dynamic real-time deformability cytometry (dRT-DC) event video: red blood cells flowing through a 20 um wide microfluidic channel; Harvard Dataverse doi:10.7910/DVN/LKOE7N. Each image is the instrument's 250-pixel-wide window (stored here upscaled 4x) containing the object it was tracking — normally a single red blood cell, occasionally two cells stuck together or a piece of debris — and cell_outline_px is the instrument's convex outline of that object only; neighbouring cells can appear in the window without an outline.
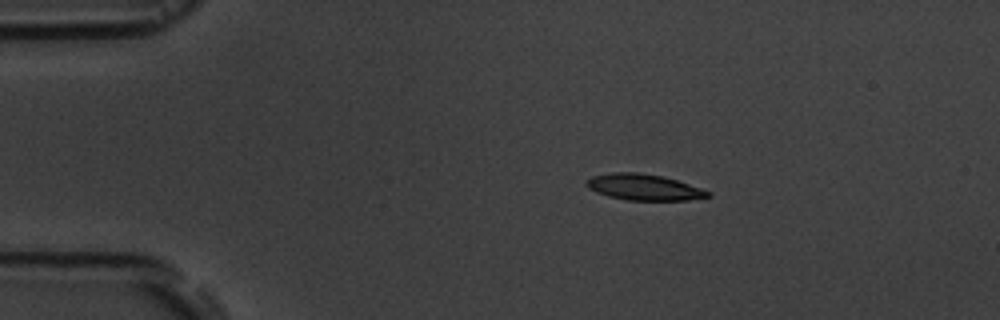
{"species": "common noctule bat (a hibernating species)", "species_latin": "Nyctalus noctula", "temperature_condition": "room temperature", "stored_images_in_passage": 4, "camera_frame_rate_fps": 3000, "um_per_image_px": 0.085, "animal": {"sex": "male", "body_mass_g": 19.5, "forearm_length_mm": 54.6}, "frame": {"image": 1, "passage_image": 2, "time_ms": 1.333, "image_size_px": [1000, 320], "cell_outline_px": [[712, 196], [688, 200], [628, 200], [608, 196], [596, 192], [588, 188], [584, 184], [584, 180], [592, 176], [612, 172], [636, 172], [664, 176], [712, 192]], "centroid_in_image_um": [54.7, 15.9], "position_along_channel_um": 30.3, "area_um2": 18.55}}